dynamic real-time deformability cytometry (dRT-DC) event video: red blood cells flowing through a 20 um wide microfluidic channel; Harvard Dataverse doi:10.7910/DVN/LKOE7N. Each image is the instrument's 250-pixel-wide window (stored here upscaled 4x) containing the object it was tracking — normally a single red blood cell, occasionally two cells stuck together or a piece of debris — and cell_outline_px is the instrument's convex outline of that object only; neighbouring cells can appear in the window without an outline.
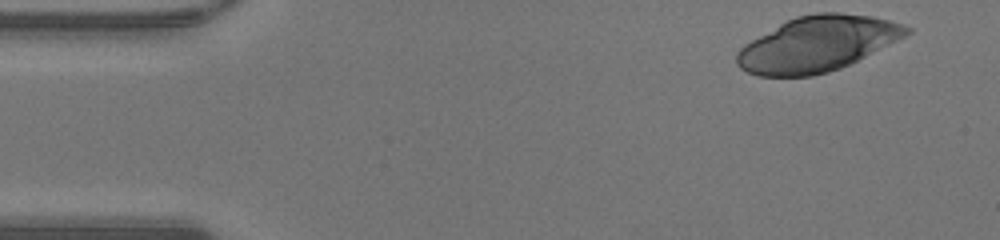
{"species": "human", "species_latin": "Homo sapiens", "temperature_condition": "warm", "stored_images_in_passage": 44, "camera_frame_rate_fps": 3000, "um_per_image_px": 0.085, "donor": {"sex": "male"}, "frame": {"image": 1, "passage_image": 1, "time_ms": 0.0, "image_size_px": [1000, 240], "cell_outline_px": [[912, 32], [840, 68], [828, 72], [812, 76], [760, 76], [748, 72], [740, 68], [736, 64], [736, 52], [744, 44], [780, 24], [796, 16], [816, 12], [840, 12], [872, 16], [904, 24], [912, 28]], "centroid_in_image_um": [69.45, 3.73], "position_along_channel_um": 15.6, "area_um2": 54.16}}